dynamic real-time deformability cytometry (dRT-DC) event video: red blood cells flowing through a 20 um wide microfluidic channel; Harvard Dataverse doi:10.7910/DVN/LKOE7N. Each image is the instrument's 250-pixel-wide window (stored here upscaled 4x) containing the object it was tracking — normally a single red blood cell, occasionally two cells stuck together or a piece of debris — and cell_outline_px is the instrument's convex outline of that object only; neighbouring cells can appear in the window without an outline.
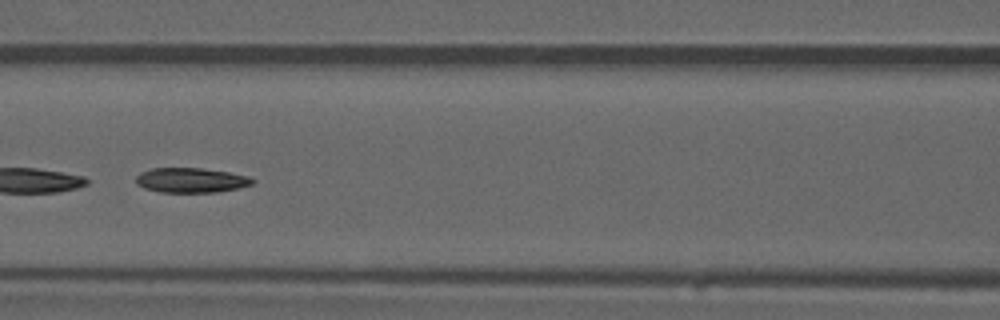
{"species": "common noctule bat (a hibernating species)", "species_latin": "Nyctalus noctula", "temperature_condition": "warm", "stored_images_in_passage": 29, "camera_frame_rate_fps": 3000, "um_per_image_px": 0.085, "animal": {"sex": "male", "forearm_length_mm": 52.5}, "frame": {"image": 1, "passage_image": 9, "time_ms": 2.667, "image_size_px": [1000, 320], "cell_outline_px": [[256, 180], [252, 184], [240, 188], [216, 192], [160, 192], [144, 188], [136, 184], [136, 176], [140, 172], [152, 168], [200, 168], [228, 172], [248, 176]], "centroid_in_image_um": [16.23, 15.32], "position_along_channel_um": 150.4, "area_um2": 16.88}, "authors_computed_cell_mechanics": {"area_um2": 17.34, "velocity_mm_per_s": 3.9783, "shape_relaxation_time_tau1_ms": 4.4045, "shape_relaxation_time_tau2_ms": 4.0326, "deformation_change_tau1": 0.1446, "deformation_change_tau2": 0.1066}}